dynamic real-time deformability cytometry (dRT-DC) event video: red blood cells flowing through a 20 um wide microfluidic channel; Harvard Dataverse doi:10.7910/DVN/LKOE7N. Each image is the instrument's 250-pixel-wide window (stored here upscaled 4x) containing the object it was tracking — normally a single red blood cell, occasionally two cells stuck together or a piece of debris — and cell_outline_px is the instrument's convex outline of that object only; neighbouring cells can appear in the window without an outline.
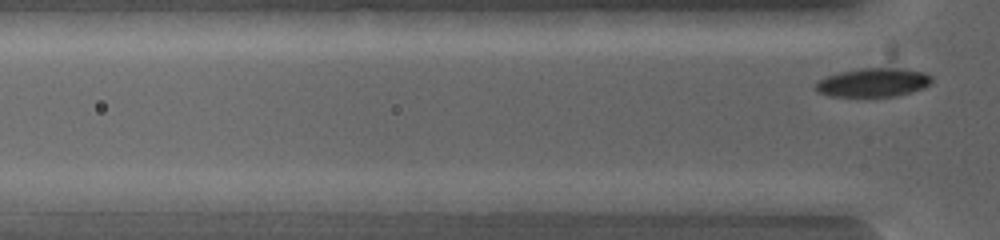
{"species": "common noctule bat (a hibernating species)", "species_latin": "Nyctalus noctula", "temperature_condition": "warm", "stored_images_in_passage": 2, "camera_frame_rate_fps": 5000, "um_per_image_px": 0.085, "animal": {"sex": "female", "body_mass_g": 19.0, "forearm_length_mm": 53.3}, "frame": {"image": 1, "passage_image": 2, "time_ms": 0.6, "image_size_px": [1000, 240], "cell_outline_px": [[788, 200], [784, 216], [776, 220], [640, 208], [628, 200]], "centroid_in_image_um": [61.29, 17.63], "position_along_channel_um": 64.5, "area_um2": 15.37}}